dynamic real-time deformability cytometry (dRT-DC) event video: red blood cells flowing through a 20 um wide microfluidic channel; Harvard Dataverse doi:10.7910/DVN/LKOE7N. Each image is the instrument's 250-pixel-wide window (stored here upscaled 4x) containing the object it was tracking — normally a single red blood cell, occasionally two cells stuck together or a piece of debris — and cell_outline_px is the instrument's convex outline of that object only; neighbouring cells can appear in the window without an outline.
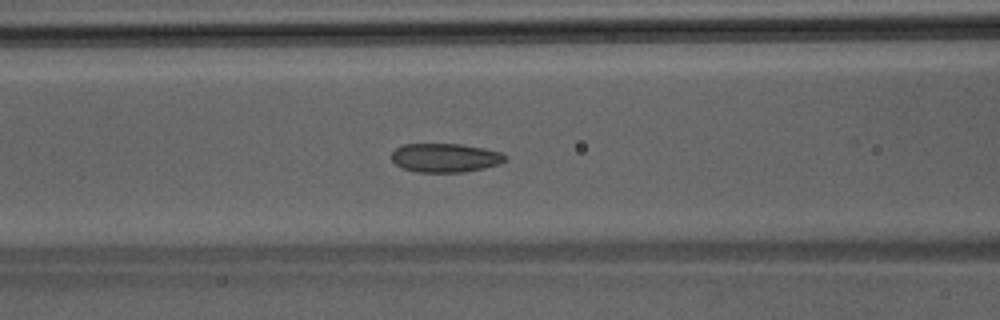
{"species": "Egyptian fruit bat (a non-hibernating species)", "species_latin": "Rousettus aegyptiacus", "temperature_condition": "room temperature", "stored_images_in_passage": 40, "camera_frame_rate_fps": 3000, "um_per_image_px": 0.085, "animal": {"sex": "male"}, "frame": {"image": 1, "passage_image": 14, "time_ms": 4.333, "image_size_px": [1000, 320], "cell_outline_px": [[508, 160], [500, 164], [484, 168], [464, 172], [416, 172], [404, 168], [396, 164], [392, 160], [392, 152], [396, 148], [404, 144], [460, 144], [484, 148], [500, 152], [508, 156]], "centroid_in_image_um": [37.88, 13.41], "position_along_channel_um": 128.7, "area_um2": 19.19}}
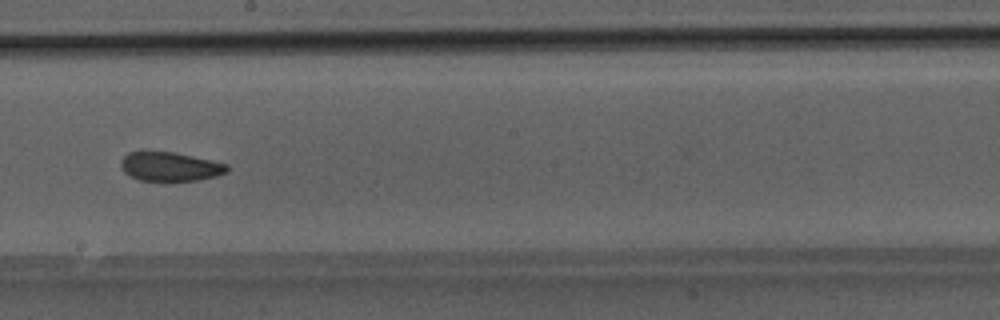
{"frame": {"image": 2, "passage_image": 21, "time_ms": 6.667, "image_size_px": [1000, 320], "cell_outline_px": [[228, 172], [216, 176], [200, 180], [164, 184], [140, 180], [128, 176], [120, 168], [120, 160], [128, 152], [172, 152], [212, 160], [228, 164]], "centroid_in_image_um": [14.43, 14.22], "position_along_channel_um": 233.8, "area_um2": 18.79}}
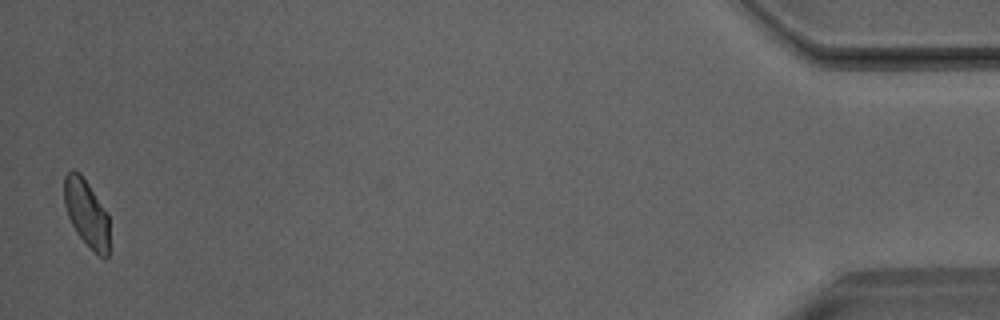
{"frame": {"image": 3, "passage_image": 40, "time_ms": 13.0, "image_size_px": [1000, 320], "cell_outline_px": [[108, 256], [100, 256], [92, 252], [76, 232], [68, 216], [64, 204], [64, 176], [72, 168], [80, 172], [108, 212]], "centroid_in_image_um": [7.34, 18.09], "position_along_channel_um": 427.9, "area_um2": 17.86}}